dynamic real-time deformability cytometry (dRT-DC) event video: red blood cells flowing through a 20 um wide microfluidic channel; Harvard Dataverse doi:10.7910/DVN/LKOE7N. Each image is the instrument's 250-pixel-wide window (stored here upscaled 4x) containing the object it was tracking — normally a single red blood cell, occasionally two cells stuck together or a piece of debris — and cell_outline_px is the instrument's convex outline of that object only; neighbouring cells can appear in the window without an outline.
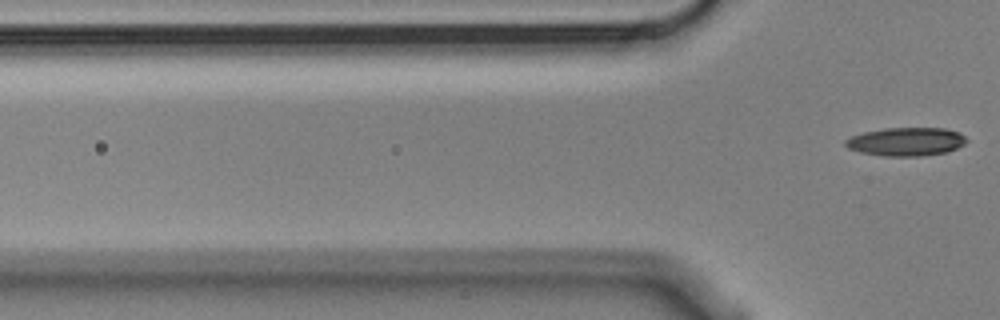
{"species": "Egyptian fruit bat (a non-hibernating species)", "species_latin": "Rousettus aegyptiacus", "temperature_condition": "cold", "stored_images_in_passage": 6, "camera_frame_rate_fps": 3000, "um_per_image_px": 0.085, "animal": {"sex": "male"}, "frame": {"image": 1, "passage_image": 6, "time_ms": 1.667, "image_size_px": [1000, 320], "cell_outline_px": [[968, 140], [964, 144], [948, 152], [924, 156], [884, 156], [860, 152], [848, 148], [844, 144], [844, 140], [852, 136], [864, 132], [884, 128], [944, 128], [960, 132]], "centroid_in_image_um": [77.03, 12.04], "position_along_channel_um": 48.8, "area_um2": 20.17}}